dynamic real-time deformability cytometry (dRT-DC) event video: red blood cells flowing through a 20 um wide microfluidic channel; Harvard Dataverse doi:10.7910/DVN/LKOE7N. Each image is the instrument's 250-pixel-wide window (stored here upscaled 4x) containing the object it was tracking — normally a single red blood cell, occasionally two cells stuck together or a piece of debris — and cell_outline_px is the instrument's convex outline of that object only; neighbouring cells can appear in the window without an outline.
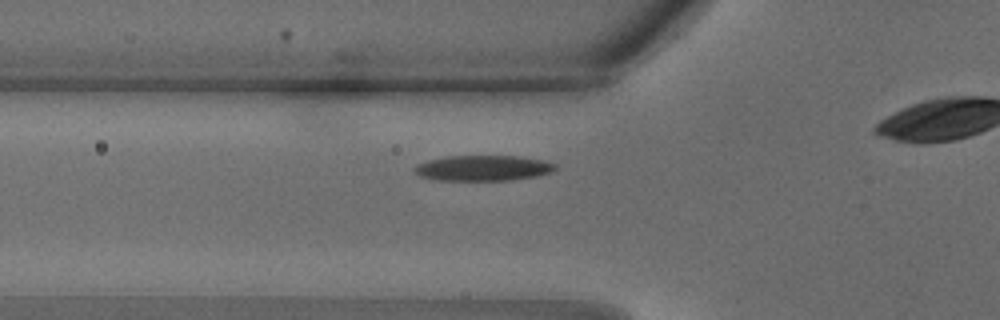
{"species": "common noctule bat (a hibernating species)", "species_latin": "Nyctalus noctula", "temperature_condition": "warm", "stored_images_in_passage": 22, "camera_frame_rate_fps": 3000, "um_per_image_px": 0.085, "animal": {"sex": "male", "body_mass_g": 18.8}, "frame": {"image": 1, "passage_image": 6, "time_ms": 1.667, "image_size_px": [1000, 320], "cell_outline_px": [[556, 168], [552, 172], [536, 176], [508, 180], [436, 180], [420, 176], [412, 168], [416, 164], [428, 160], [448, 156], [516, 156], [544, 160], [556, 164]], "centroid_in_image_um": [41.05, 14.28], "position_along_channel_um": 84.8, "area_um2": 20.87}}
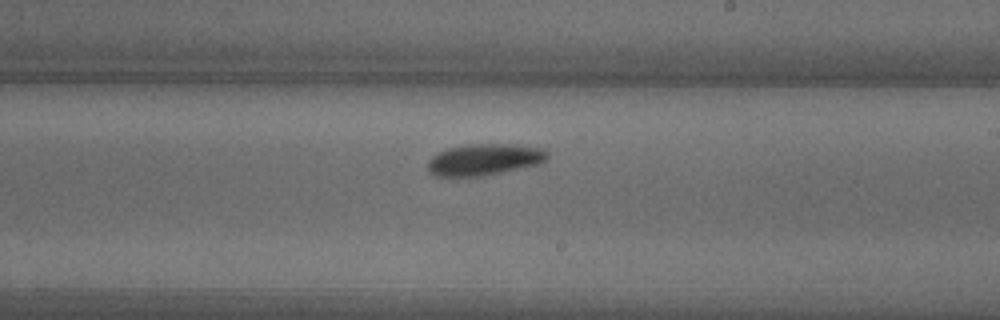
{"frame": {"image": 2, "passage_image": 14, "time_ms": 4.333, "image_size_px": [1000, 320], "cell_outline_px": [[548, 156], [540, 164], [480, 176], [436, 176], [428, 172], [428, 160], [432, 156], [448, 148], [468, 144], [512, 144], [544, 148], [548, 152]], "centroid_in_image_um": [41.16, 13.55], "position_along_channel_um": 247.8, "area_um2": 21.85}}
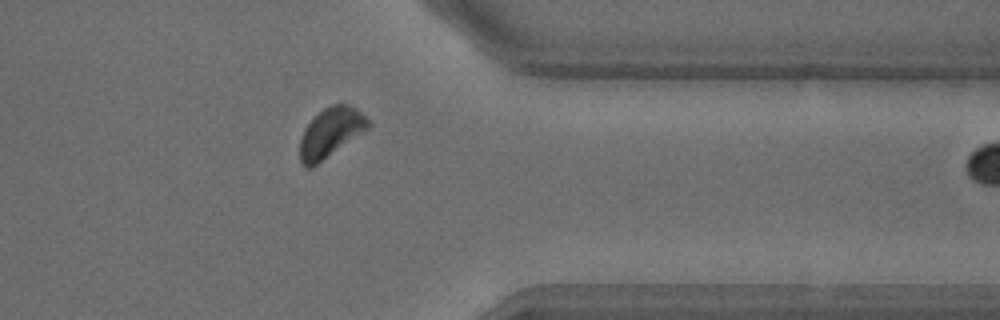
{"frame": {"image": 3, "passage_image": 21, "time_ms": 6.667, "image_size_px": [1000, 320], "cell_outline_px": [[372, 124], [368, 128], [312, 168], [304, 168], [300, 164], [300, 140], [304, 128], [312, 116], [324, 108], [332, 104], [348, 104], [356, 108]], "centroid_in_image_um": [28.06, 11.27], "position_along_channel_um": 383.3, "area_um2": 19.71}}